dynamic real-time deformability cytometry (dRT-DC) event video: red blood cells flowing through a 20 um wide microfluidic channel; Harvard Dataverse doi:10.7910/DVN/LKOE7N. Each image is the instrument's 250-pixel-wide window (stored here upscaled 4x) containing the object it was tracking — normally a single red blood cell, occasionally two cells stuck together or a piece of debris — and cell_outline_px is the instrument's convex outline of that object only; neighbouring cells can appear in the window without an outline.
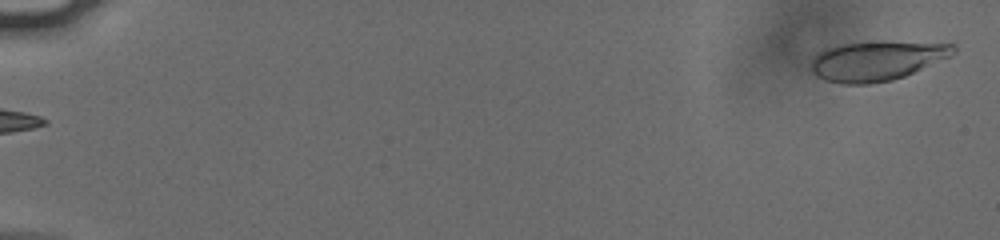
{"species": "human", "species_latin": "Homo sapiens", "temperature_condition": "cold", "stored_images_in_passage": 15, "camera_frame_rate_fps": 3000, "um_per_image_px": 0.085, "donor": {"sex": "male"}, "frame": {"image": 1, "passage_image": 2, "time_ms": 0.333, "image_size_px": [1000, 240], "cell_outline_px": [[956, 52], [948, 56], [904, 76], [892, 80], [868, 84], [840, 84], [824, 80], [816, 76], [812, 72], [812, 60], [820, 52], [828, 48], [840, 44], [952, 44], [956, 48]], "centroid_in_image_um": [74.43, 5.23], "position_along_channel_um": 10.6, "area_um2": 31.15}}